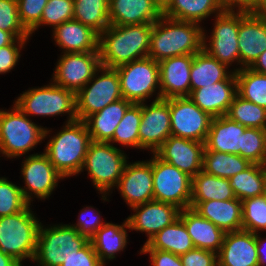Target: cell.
Wrapping results in <instances>:
<instances>
[{"label": "cell", "instance_id": "cell-2", "mask_svg": "<svg viewBox=\"0 0 266 266\" xmlns=\"http://www.w3.org/2000/svg\"><path fill=\"white\" fill-rule=\"evenodd\" d=\"M201 24L169 18L165 15L153 23L148 57L160 62L181 55H194L203 49Z\"/></svg>", "mask_w": 266, "mask_h": 266}, {"label": "cell", "instance_id": "cell-28", "mask_svg": "<svg viewBox=\"0 0 266 266\" xmlns=\"http://www.w3.org/2000/svg\"><path fill=\"white\" fill-rule=\"evenodd\" d=\"M193 210L225 233L242 229V203L237 198L199 202Z\"/></svg>", "mask_w": 266, "mask_h": 266}, {"label": "cell", "instance_id": "cell-50", "mask_svg": "<svg viewBox=\"0 0 266 266\" xmlns=\"http://www.w3.org/2000/svg\"><path fill=\"white\" fill-rule=\"evenodd\" d=\"M60 266H105L94 251L93 245L89 242L78 253L69 256Z\"/></svg>", "mask_w": 266, "mask_h": 266}, {"label": "cell", "instance_id": "cell-14", "mask_svg": "<svg viewBox=\"0 0 266 266\" xmlns=\"http://www.w3.org/2000/svg\"><path fill=\"white\" fill-rule=\"evenodd\" d=\"M213 117L201 110L190 97L170 98L171 134L205 143Z\"/></svg>", "mask_w": 266, "mask_h": 266}, {"label": "cell", "instance_id": "cell-32", "mask_svg": "<svg viewBox=\"0 0 266 266\" xmlns=\"http://www.w3.org/2000/svg\"><path fill=\"white\" fill-rule=\"evenodd\" d=\"M192 239L183 221L178 218L172 224L159 231L141 250H162L182 255L194 249Z\"/></svg>", "mask_w": 266, "mask_h": 266}, {"label": "cell", "instance_id": "cell-19", "mask_svg": "<svg viewBox=\"0 0 266 266\" xmlns=\"http://www.w3.org/2000/svg\"><path fill=\"white\" fill-rule=\"evenodd\" d=\"M238 48L240 67H250L266 50V16L239 11Z\"/></svg>", "mask_w": 266, "mask_h": 266}, {"label": "cell", "instance_id": "cell-21", "mask_svg": "<svg viewBox=\"0 0 266 266\" xmlns=\"http://www.w3.org/2000/svg\"><path fill=\"white\" fill-rule=\"evenodd\" d=\"M193 55H181L158 62L161 99L189 97Z\"/></svg>", "mask_w": 266, "mask_h": 266}, {"label": "cell", "instance_id": "cell-6", "mask_svg": "<svg viewBox=\"0 0 266 266\" xmlns=\"http://www.w3.org/2000/svg\"><path fill=\"white\" fill-rule=\"evenodd\" d=\"M127 159L123 150L109 142H90L81 172L88 171L102 200L109 201L107 195L118 185Z\"/></svg>", "mask_w": 266, "mask_h": 266}, {"label": "cell", "instance_id": "cell-9", "mask_svg": "<svg viewBox=\"0 0 266 266\" xmlns=\"http://www.w3.org/2000/svg\"><path fill=\"white\" fill-rule=\"evenodd\" d=\"M115 69L120 78L121 94L125 100L143 103L153 97V93L157 95L154 101L161 99L159 65L155 60L147 56ZM155 91H158V94Z\"/></svg>", "mask_w": 266, "mask_h": 266}, {"label": "cell", "instance_id": "cell-47", "mask_svg": "<svg viewBox=\"0 0 266 266\" xmlns=\"http://www.w3.org/2000/svg\"><path fill=\"white\" fill-rule=\"evenodd\" d=\"M105 223L106 221L104 222L101 220L99 211H96L93 206H87L81 210L77 224L70 225L74 227L80 235L90 240Z\"/></svg>", "mask_w": 266, "mask_h": 266}, {"label": "cell", "instance_id": "cell-48", "mask_svg": "<svg viewBox=\"0 0 266 266\" xmlns=\"http://www.w3.org/2000/svg\"><path fill=\"white\" fill-rule=\"evenodd\" d=\"M28 39H15L11 44L0 47V74H5L14 69L21 57V49Z\"/></svg>", "mask_w": 266, "mask_h": 266}, {"label": "cell", "instance_id": "cell-53", "mask_svg": "<svg viewBox=\"0 0 266 266\" xmlns=\"http://www.w3.org/2000/svg\"><path fill=\"white\" fill-rule=\"evenodd\" d=\"M258 266H266V238L256 234Z\"/></svg>", "mask_w": 266, "mask_h": 266}, {"label": "cell", "instance_id": "cell-46", "mask_svg": "<svg viewBox=\"0 0 266 266\" xmlns=\"http://www.w3.org/2000/svg\"><path fill=\"white\" fill-rule=\"evenodd\" d=\"M47 2L48 0H17L20 22L28 32L41 21Z\"/></svg>", "mask_w": 266, "mask_h": 266}, {"label": "cell", "instance_id": "cell-24", "mask_svg": "<svg viewBox=\"0 0 266 266\" xmlns=\"http://www.w3.org/2000/svg\"><path fill=\"white\" fill-rule=\"evenodd\" d=\"M162 15L163 8L155 0H109L111 25L154 23Z\"/></svg>", "mask_w": 266, "mask_h": 266}, {"label": "cell", "instance_id": "cell-23", "mask_svg": "<svg viewBox=\"0 0 266 266\" xmlns=\"http://www.w3.org/2000/svg\"><path fill=\"white\" fill-rule=\"evenodd\" d=\"M217 261L219 266H258L256 234L243 229L225 233Z\"/></svg>", "mask_w": 266, "mask_h": 266}, {"label": "cell", "instance_id": "cell-43", "mask_svg": "<svg viewBox=\"0 0 266 266\" xmlns=\"http://www.w3.org/2000/svg\"><path fill=\"white\" fill-rule=\"evenodd\" d=\"M74 16V0H48L42 12L41 21L29 32L38 30L42 25H50L53 29L65 21L73 20Z\"/></svg>", "mask_w": 266, "mask_h": 266}, {"label": "cell", "instance_id": "cell-8", "mask_svg": "<svg viewBox=\"0 0 266 266\" xmlns=\"http://www.w3.org/2000/svg\"><path fill=\"white\" fill-rule=\"evenodd\" d=\"M90 240L69 224L41 223L38 231L36 253L33 261L38 266H60L69 256L78 253Z\"/></svg>", "mask_w": 266, "mask_h": 266}, {"label": "cell", "instance_id": "cell-13", "mask_svg": "<svg viewBox=\"0 0 266 266\" xmlns=\"http://www.w3.org/2000/svg\"><path fill=\"white\" fill-rule=\"evenodd\" d=\"M23 161L21 175L25 186L20 188L30 205L33 194L37 199L45 200L51 196L60 179L65 178L55 169L44 152L28 155Z\"/></svg>", "mask_w": 266, "mask_h": 266}, {"label": "cell", "instance_id": "cell-49", "mask_svg": "<svg viewBox=\"0 0 266 266\" xmlns=\"http://www.w3.org/2000/svg\"><path fill=\"white\" fill-rule=\"evenodd\" d=\"M183 266H217V254L200 249L194 248L187 253L180 255Z\"/></svg>", "mask_w": 266, "mask_h": 266}, {"label": "cell", "instance_id": "cell-18", "mask_svg": "<svg viewBox=\"0 0 266 266\" xmlns=\"http://www.w3.org/2000/svg\"><path fill=\"white\" fill-rule=\"evenodd\" d=\"M116 188L130 208L154 200L152 157L149 161L127 162Z\"/></svg>", "mask_w": 266, "mask_h": 266}, {"label": "cell", "instance_id": "cell-34", "mask_svg": "<svg viewBox=\"0 0 266 266\" xmlns=\"http://www.w3.org/2000/svg\"><path fill=\"white\" fill-rule=\"evenodd\" d=\"M222 11L218 0H170L163 8V15L200 24L211 14L218 15Z\"/></svg>", "mask_w": 266, "mask_h": 266}, {"label": "cell", "instance_id": "cell-38", "mask_svg": "<svg viewBox=\"0 0 266 266\" xmlns=\"http://www.w3.org/2000/svg\"><path fill=\"white\" fill-rule=\"evenodd\" d=\"M237 94L266 109V74L249 67L235 71Z\"/></svg>", "mask_w": 266, "mask_h": 266}, {"label": "cell", "instance_id": "cell-4", "mask_svg": "<svg viewBox=\"0 0 266 266\" xmlns=\"http://www.w3.org/2000/svg\"><path fill=\"white\" fill-rule=\"evenodd\" d=\"M11 109H0V154L10 159L22 157L51 132L32 122L15 104Z\"/></svg>", "mask_w": 266, "mask_h": 266}, {"label": "cell", "instance_id": "cell-37", "mask_svg": "<svg viewBox=\"0 0 266 266\" xmlns=\"http://www.w3.org/2000/svg\"><path fill=\"white\" fill-rule=\"evenodd\" d=\"M73 19L99 35L109 27V0H74Z\"/></svg>", "mask_w": 266, "mask_h": 266}, {"label": "cell", "instance_id": "cell-29", "mask_svg": "<svg viewBox=\"0 0 266 266\" xmlns=\"http://www.w3.org/2000/svg\"><path fill=\"white\" fill-rule=\"evenodd\" d=\"M132 102L124 98L110 103L97 113L90 115L85 123L89 130L91 141L109 142L115 129Z\"/></svg>", "mask_w": 266, "mask_h": 266}, {"label": "cell", "instance_id": "cell-40", "mask_svg": "<svg viewBox=\"0 0 266 266\" xmlns=\"http://www.w3.org/2000/svg\"><path fill=\"white\" fill-rule=\"evenodd\" d=\"M226 116L245 127L266 129V109L238 94L234 97Z\"/></svg>", "mask_w": 266, "mask_h": 266}, {"label": "cell", "instance_id": "cell-36", "mask_svg": "<svg viewBox=\"0 0 266 266\" xmlns=\"http://www.w3.org/2000/svg\"><path fill=\"white\" fill-rule=\"evenodd\" d=\"M252 163L238 154L204 150L203 171L213 176L227 178L244 171Z\"/></svg>", "mask_w": 266, "mask_h": 266}, {"label": "cell", "instance_id": "cell-10", "mask_svg": "<svg viewBox=\"0 0 266 266\" xmlns=\"http://www.w3.org/2000/svg\"><path fill=\"white\" fill-rule=\"evenodd\" d=\"M122 98L117 70L101 66L93 78L76 93L77 118L85 121L90 115Z\"/></svg>", "mask_w": 266, "mask_h": 266}, {"label": "cell", "instance_id": "cell-12", "mask_svg": "<svg viewBox=\"0 0 266 266\" xmlns=\"http://www.w3.org/2000/svg\"><path fill=\"white\" fill-rule=\"evenodd\" d=\"M215 19L211 35L208 36L203 32V49L228 67L232 66L234 62L240 65L239 11H222L215 15ZM207 37H210L209 40Z\"/></svg>", "mask_w": 266, "mask_h": 266}, {"label": "cell", "instance_id": "cell-52", "mask_svg": "<svg viewBox=\"0 0 266 266\" xmlns=\"http://www.w3.org/2000/svg\"><path fill=\"white\" fill-rule=\"evenodd\" d=\"M223 11L252 12L255 0H218ZM236 9V10H235Z\"/></svg>", "mask_w": 266, "mask_h": 266}, {"label": "cell", "instance_id": "cell-58", "mask_svg": "<svg viewBox=\"0 0 266 266\" xmlns=\"http://www.w3.org/2000/svg\"><path fill=\"white\" fill-rule=\"evenodd\" d=\"M162 8H164L170 0H155Z\"/></svg>", "mask_w": 266, "mask_h": 266}, {"label": "cell", "instance_id": "cell-41", "mask_svg": "<svg viewBox=\"0 0 266 266\" xmlns=\"http://www.w3.org/2000/svg\"><path fill=\"white\" fill-rule=\"evenodd\" d=\"M242 203V229L257 234L266 231V198L251 197Z\"/></svg>", "mask_w": 266, "mask_h": 266}, {"label": "cell", "instance_id": "cell-55", "mask_svg": "<svg viewBox=\"0 0 266 266\" xmlns=\"http://www.w3.org/2000/svg\"><path fill=\"white\" fill-rule=\"evenodd\" d=\"M0 266H22L18 261L0 250Z\"/></svg>", "mask_w": 266, "mask_h": 266}, {"label": "cell", "instance_id": "cell-51", "mask_svg": "<svg viewBox=\"0 0 266 266\" xmlns=\"http://www.w3.org/2000/svg\"><path fill=\"white\" fill-rule=\"evenodd\" d=\"M150 255L152 266H183L180 256L162 250H140V254Z\"/></svg>", "mask_w": 266, "mask_h": 266}, {"label": "cell", "instance_id": "cell-5", "mask_svg": "<svg viewBox=\"0 0 266 266\" xmlns=\"http://www.w3.org/2000/svg\"><path fill=\"white\" fill-rule=\"evenodd\" d=\"M40 220L33 214L30 204L22 211L0 217V250L21 265L25 259L33 261Z\"/></svg>", "mask_w": 266, "mask_h": 266}, {"label": "cell", "instance_id": "cell-39", "mask_svg": "<svg viewBox=\"0 0 266 266\" xmlns=\"http://www.w3.org/2000/svg\"><path fill=\"white\" fill-rule=\"evenodd\" d=\"M142 117V103H132L115 129L110 144L139 149V125Z\"/></svg>", "mask_w": 266, "mask_h": 266}, {"label": "cell", "instance_id": "cell-20", "mask_svg": "<svg viewBox=\"0 0 266 266\" xmlns=\"http://www.w3.org/2000/svg\"><path fill=\"white\" fill-rule=\"evenodd\" d=\"M132 210L135 213L127 217L130 226L129 230L145 232L148 237L145 242L146 244L159 231L177 220L181 209L170 203L152 200L134 206Z\"/></svg>", "mask_w": 266, "mask_h": 266}, {"label": "cell", "instance_id": "cell-25", "mask_svg": "<svg viewBox=\"0 0 266 266\" xmlns=\"http://www.w3.org/2000/svg\"><path fill=\"white\" fill-rule=\"evenodd\" d=\"M52 32L62 53L99 52V34L79 21H65Z\"/></svg>", "mask_w": 266, "mask_h": 266}, {"label": "cell", "instance_id": "cell-45", "mask_svg": "<svg viewBox=\"0 0 266 266\" xmlns=\"http://www.w3.org/2000/svg\"><path fill=\"white\" fill-rule=\"evenodd\" d=\"M0 29L10 32L16 39H29L30 33L19 19L17 0H0Z\"/></svg>", "mask_w": 266, "mask_h": 266}, {"label": "cell", "instance_id": "cell-54", "mask_svg": "<svg viewBox=\"0 0 266 266\" xmlns=\"http://www.w3.org/2000/svg\"><path fill=\"white\" fill-rule=\"evenodd\" d=\"M249 68L258 73L266 74V50L258 56Z\"/></svg>", "mask_w": 266, "mask_h": 266}, {"label": "cell", "instance_id": "cell-3", "mask_svg": "<svg viewBox=\"0 0 266 266\" xmlns=\"http://www.w3.org/2000/svg\"><path fill=\"white\" fill-rule=\"evenodd\" d=\"M91 142L85 121L68 122L51 136L44 153L55 169L65 178L81 174L85 156Z\"/></svg>", "mask_w": 266, "mask_h": 266}, {"label": "cell", "instance_id": "cell-7", "mask_svg": "<svg viewBox=\"0 0 266 266\" xmlns=\"http://www.w3.org/2000/svg\"><path fill=\"white\" fill-rule=\"evenodd\" d=\"M13 103L27 116L68 114L66 123L78 120L76 94L52 81L49 85L25 90Z\"/></svg>", "mask_w": 266, "mask_h": 266}, {"label": "cell", "instance_id": "cell-44", "mask_svg": "<svg viewBox=\"0 0 266 266\" xmlns=\"http://www.w3.org/2000/svg\"><path fill=\"white\" fill-rule=\"evenodd\" d=\"M20 187L0 177V217L16 214L29 205Z\"/></svg>", "mask_w": 266, "mask_h": 266}, {"label": "cell", "instance_id": "cell-15", "mask_svg": "<svg viewBox=\"0 0 266 266\" xmlns=\"http://www.w3.org/2000/svg\"><path fill=\"white\" fill-rule=\"evenodd\" d=\"M100 67L99 52L63 53L58 59L51 81L76 94Z\"/></svg>", "mask_w": 266, "mask_h": 266}, {"label": "cell", "instance_id": "cell-31", "mask_svg": "<svg viewBox=\"0 0 266 266\" xmlns=\"http://www.w3.org/2000/svg\"><path fill=\"white\" fill-rule=\"evenodd\" d=\"M228 70V71H227ZM233 70L209 55L204 49L193 55L190 70V86L193 90L225 80Z\"/></svg>", "mask_w": 266, "mask_h": 266}, {"label": "cell", "instance_id": "cell-1", "mask_svg": "<svg viewBox=\"0 0 266 266\" xmlns=\"http://www.w3.org/2000/svg\"><path fill=\"white\" fill-rule=\"evenodd\" d=\"M153 23L110 25L99 35L101 66L117 68L148 56Z\"/></svg>", "mask_w": 266, "mask_h": 266}, {"label": "cell", "instance_id": "cell-16", "mask_svg": "<svg viewBox=\"0 0 266 266\" xmlns=\"http://www.w3.org/2000/svg\"><path fill=\"white\" fill-rule=\"evenodd\" d=\"M139 149L154 153L171 134L170 98L142 103Z\"/></svg>", "mask_w": 266, "mask_h": 266}, {"label": "cell", "instance_id": "cell-33", "mask_svg": "<svg viewBox=\"0 0 266 266\" xmlns=\"http://www.w3.org/2000/svg\"><path fill=\"white\" fill-rule=\"evenodd\" d=\"M235 194L229 185V179L213 176L204 172H198L192 178L191 204L194 208L199 202L209 200H229L234 199Z\"/></svg>", "mask_w": 266, "mask_h": 266}, {"label": "cell", "instance_id": "cell-57", "mask_svg": "<svg viewBox=\"0 0 266 266\" xmlns=\"http://www.w3.org/2000/svg\"><path fill=\"white\" fill-rule=\"evenodd\" d=\"M251 13L266 16V0H255L254 10Z\"/></svg>", "mask_w": 266, "mask_h": 266}, {"label": "cell", "instance_id": "cell-22", "mask_svg": "<svg viewBox=\"0 0 266 266\" xmlns=\"http://www.w3.org/2000/svg\"><path fill=\"white\" fill-rule=\"evenodd\" d=\"M237 94L235 71L223 81L193 90L190 99L204 112L216 118L227 115Z\"/></svg>", "mask_w": 266, "mask_h": 266}, {"label": "cell", "instance_id": "cell-26", "mask_svg": "<svg viewBox=\"0 0 266 266\" xmlns=\"http://www.w3.org/2000/svg\"><path fill=\"white\" fill-rule=\"evenodd\" d=\"M179 218L183 221L195 248L219 253L225 236L222 229L192 208L180 210Z\"/></svg>", "mask_w": 266, "mask_h": 266}, {"label": "cell", "instance_id": "cell-17", "mask_svg": "<svg viewBox=\"0 0 266 266\" xmlns=\"http://www.w3.org/2000/svg\"><path fill=\"white\" fill-rule=\"evenodd\" d=\"M205 143L170 135L154 152L192 178L203 169Z\"/></svg>", "mask_w": 266, "mask_h": 266}, {"label": "cell", "instance_id": "cell-27", "mask_svg": "<svg viewBox=\"0 0 266 266\" xmlns=\"http://www.w3.org/2000/svg\"><path fill=\"white\" fill-rule=\"evenodd\" d=\"M246 128L226 115L213 118L204 150L240 155L242 134Z\"/></svg>", "mask_w": 266, "mask_h": 266}, {"label": "cell", "instance_id": "cell-42", "mask_svg": "<svg viewBox=\"0 0 266 266\" xmlns=\"http://www.w3.org/2000/svg\"><path fill=\"white\" fill-rule=\"evenodd\" d=\"M240 156L251 163L266 165V129L247 127L242 134Z\"/></svg>", "mask_w": 266, "mask_h": 266}, {"label": "cell", "instance_id": "cell-56", "mask_svg": "<svg viewBox=\"0 0 266 266\" xmlns=\"http://www.w3.org/2000/svg\"><path fill=\"white\" fill-rule=\"evenodd\" d=\"M15 39L10 32L0 29V47L11 44Z\"/></svg>", "mask_w": 266, "mask_h": 266}, {"label": "cell", "instance_id": "cell-11", "mask_svg": "<svg viewBox=\"0 0 266 266\" xmlns=\"http://www.w3.org/2000/svg\"><path fill=\"white\" fill-rule=\"evenodd\" d=\"M154 200L170 203L179 209L190 208L192 177L170 163L152 156Z\"/></svg>", "mask_w": 266, "mask_h": 266}, {"label": "cell", "instance_id": "cell-35", "mask_svg": "<svg viewBox=\"0 0 266 266\" xmlns=\"http://www.w3.org/2000/svg\"><path fill=\"white\" fill-rule=\"evenodd\" d=\"M229 185L240 201L264 195L266 165L252 163L248 168L229 178Z\"/></svg>", "mask_w": 266, "mask_h": 266}, {"label": "cell", "instance_id": "cell-30", "mask_svg": "<svg viewBox=\"0 0 266 266\" xmlns=\"http://www.w3.org/2000/svg\"><path fill=\"white\" fill-rule=\"evenodd\" d=\"M128 229L130 226L127 219L121 225L106 222L90 239L94 251L104 265L106 260L115 259V255L125 249L128 243Z\"/></svg>", "mask_w": 266, "mask_h": 266}]
</instances>
